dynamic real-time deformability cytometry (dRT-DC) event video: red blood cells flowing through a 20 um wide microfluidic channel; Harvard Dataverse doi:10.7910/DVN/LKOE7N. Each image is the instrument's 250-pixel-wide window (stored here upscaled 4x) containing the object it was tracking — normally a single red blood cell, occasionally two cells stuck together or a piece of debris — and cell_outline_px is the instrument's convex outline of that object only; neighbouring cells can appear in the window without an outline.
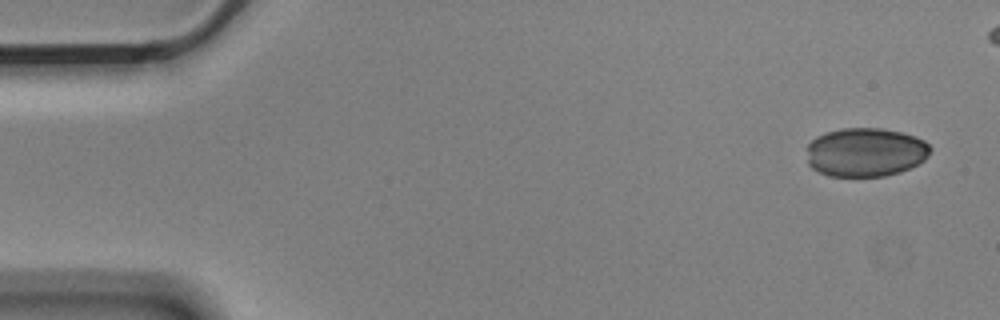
{"species": "Egyptian fruit bat (a non-hibernating species)", "species_latin": "Rousettus aegyptiacus", "temperature_condition": "cold", "stored_images_in_passage": 5, "camera_frame_rate_fps": 3000, "um_per_image_px": 0.085, "animal": {"sex": "male"}, "frame": {"image": 1, "passage_image": 1, "time_ms": 0.0, "image_size_px": [1000, 320], "cell_outline_px": [[932, 148], [928, 156], [924, 160], [900, 172], [884, 176], [828, 176], [816, 172], [808, 164], [808, 144], [816, 136], [824, 132], [840, 128], [880, 128], [900, 132], [916, 136], [924, 140]], "centroid_in_image_um": [73.55, 12.93], "position_along_channel_um": 11.5, "area_um2": 35.43}}